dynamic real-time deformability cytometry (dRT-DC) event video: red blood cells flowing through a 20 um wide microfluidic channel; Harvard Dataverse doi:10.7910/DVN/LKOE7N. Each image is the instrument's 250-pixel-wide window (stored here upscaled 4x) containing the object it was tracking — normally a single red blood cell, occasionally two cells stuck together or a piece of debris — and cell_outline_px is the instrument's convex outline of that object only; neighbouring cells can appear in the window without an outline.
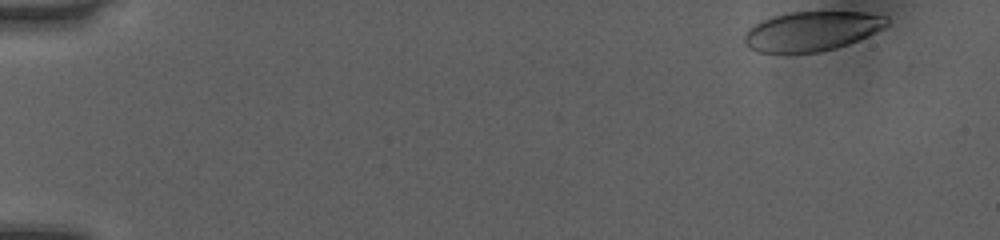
{"species": "human", "species_latin": "Homo sapiens", "temperature_condition": "room temperature", "stored_images_in_passage": 44, "camera_frame_rate_fps": 3000, "um_per_image_px": 0.085, "donor": {"sex": "female"}, "frame": {"image": 1, "passage_image": 1, "time_ms": 0.0, "image_size_px": [1000, 240], "cell_outline_px": [[888, 24], [868, 36], [848, 44], [836, 48], [816, 52], [756, 52], [748, 48], [744, 44], [744, 32], [748, 28], [772, 16], [788, 12], [864, 12], [888, 16]], "centroid_in_image_um": [68.98, 2.64], "position_along_channel_um": 16.0, "area_um2": 32.77}}
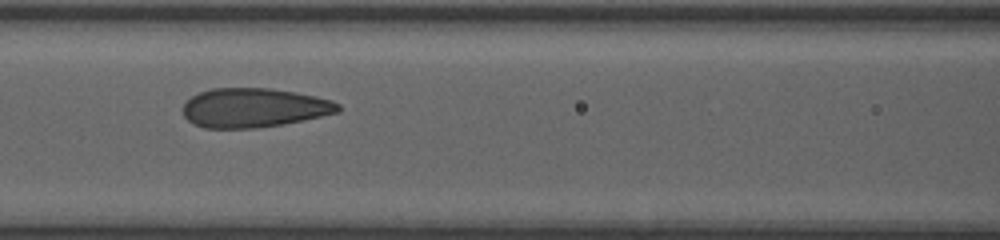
{"frame": {"image": 2, "passage_image": 21, "time_ms": 6.667, "image_size_px": [1000, 240], "cell_outline_px": [[340, 112], [280, 124], [256, 128], [204, 128], [188, 120], [184, 116], [184, 104], [192, 96], [200, 92], [212, 88], [272, 88], [296, 92], [316, 96], [332, 100], [340, 104]], "centroid_in_image_um": [21.6, 9.15], "position_along_channel_um": 145.0, "area_um2": 35.26}}
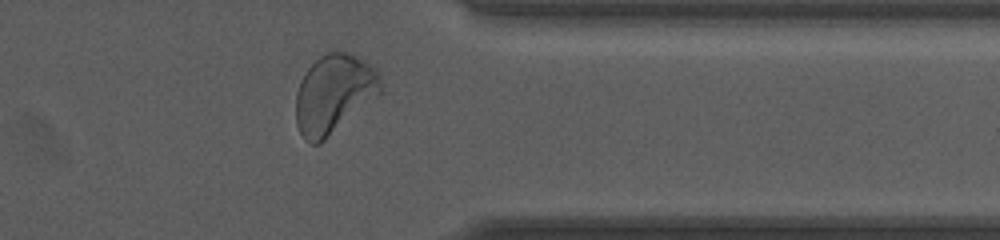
{"frame": {"image": 3, "passage_image": 39, "time_ms": 12.667, "image_size_px": [1000, 240], "cell_outline_px": [[384, 92], [380, 96], [320, 144], [308, 144], [304, 140], [296, 124], [296, 92], [300, 80], [308, 68], [320, 56], [328, 52], [348, 52], [356, 56], [376, 68], [380, 76]], "centroid_in_image_um": [28.41, 8.01], "position_along_channel_um": 383.0, "area_um2": 39.59}, "authors_computed_cell_mechanics": {"area_um2": 35.4603, "velocity_mm_per_s": 4.066, "shape_relaxation_time_tau1_ms": 3.2689, "shape_relaxation_time_tau2_ms": null, "deformation_change_tau1": 0.1384, "deformation_change_tau2": null}}